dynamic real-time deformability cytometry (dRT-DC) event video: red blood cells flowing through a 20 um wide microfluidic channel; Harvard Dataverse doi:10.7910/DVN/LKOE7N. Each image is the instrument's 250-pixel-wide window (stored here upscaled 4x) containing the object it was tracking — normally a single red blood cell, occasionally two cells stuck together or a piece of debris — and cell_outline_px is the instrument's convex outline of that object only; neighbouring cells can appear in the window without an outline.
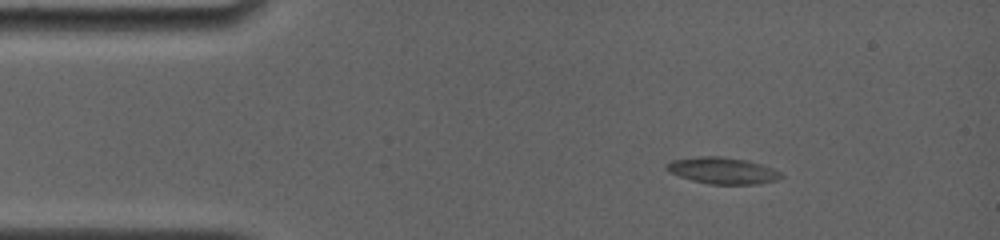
{"species": "common noctule bat (a hibernating species)", "species_latin": "Nyctalus noctula", "temperature_condition": "room temperature", "stored_images_in_passage": 5, "camera_frame_rate_fps": 4000, "um_per_image_px": 0.085, "animal": {"sex": "female", "body_mass_g": 19.0, "forearm_length_mm": 56.7}, "frame": {"image": 1, "passage_image": 3, "time_ms": 2.25, "image_size_px": [1000, 240], "cell_outline_px": [[784, 176], [776, 180], [756, 184], [708, 184], [692, 180], [668, 172], [664, 168], [664, 164], [672, 160], [696, 156], [720, 156], [748, 160], [772, 168], [780, 172]], "centroid_in_image_um": [61.37, 14.49], "position_along_channel_um": 23.6, "area_um2": 17.8}}